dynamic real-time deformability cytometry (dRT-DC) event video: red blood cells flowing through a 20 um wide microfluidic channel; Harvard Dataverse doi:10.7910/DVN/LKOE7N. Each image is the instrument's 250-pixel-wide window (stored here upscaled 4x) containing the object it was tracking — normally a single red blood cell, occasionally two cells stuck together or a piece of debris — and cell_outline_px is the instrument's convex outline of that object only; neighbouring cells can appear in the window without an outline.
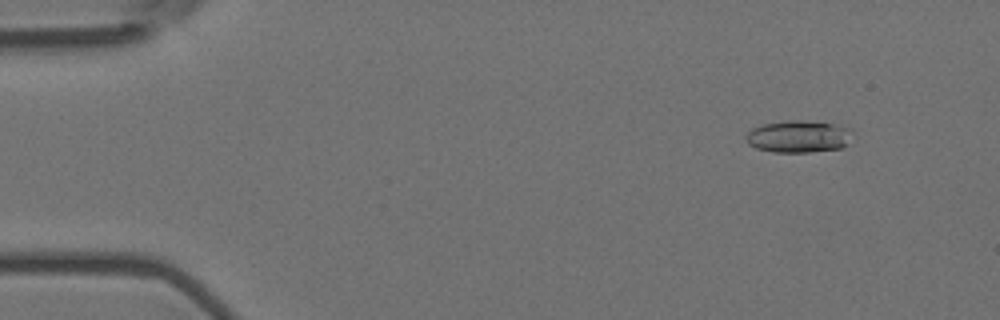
{"species": "Egyptian fruit bat (a non-hibernating species)", "species_latin": "Rousettus aegyptiacus", "temperature_condition": "room temperature", "stored_images_in_passage": 5, "camera_frame_rate_fps": 3000, "um_per_image_px": 0.085, "animal": {"sex": "female"}, "frame": {"image": 1, "passage_image": 2, "time_ms": 0.333, "image_size_px": [1000, 320], "cell_outline_px": [[852, 132], [844, 144], [840, 148], [808, 152], [772, 152], [756, 148], [748, 144], [744, 136], [752, 128], [764, 124], [788, 120], [800, 120], [832, 124], [852, 128]], "centroid_in_image_um": [67.81, 11.6], "position_along_channel_um": 17.2, "area_um2": 19.71}}
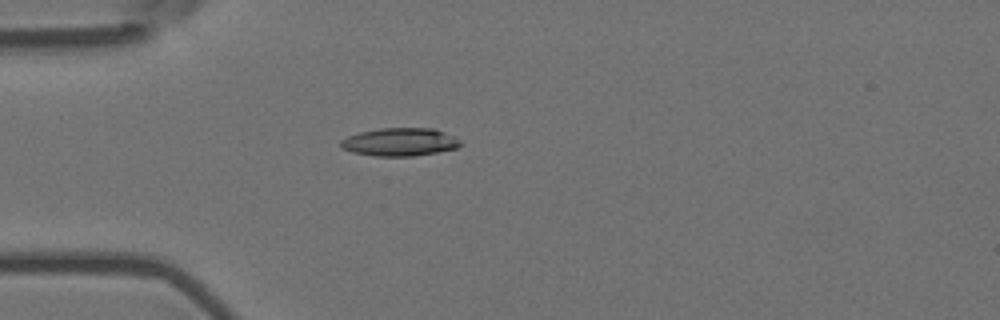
{"frame": {"image": 2, "passage_image": 5, "time_ms": 1.333, "image_size_px": [1000, 320], "cell_outline_px": [[464, 144], [456, 148], [436, 152], [412, 156], [376, 156], [352, 152], [344, 148], [340, 144], [340, 140], [348, 136], [360, 132], [380, 128], [436, 128], [460, 140]], "centroid_in_image_um": [34.0, 12.06], "position_along_channel_um": 51.0, "area_um2": 19.48}}